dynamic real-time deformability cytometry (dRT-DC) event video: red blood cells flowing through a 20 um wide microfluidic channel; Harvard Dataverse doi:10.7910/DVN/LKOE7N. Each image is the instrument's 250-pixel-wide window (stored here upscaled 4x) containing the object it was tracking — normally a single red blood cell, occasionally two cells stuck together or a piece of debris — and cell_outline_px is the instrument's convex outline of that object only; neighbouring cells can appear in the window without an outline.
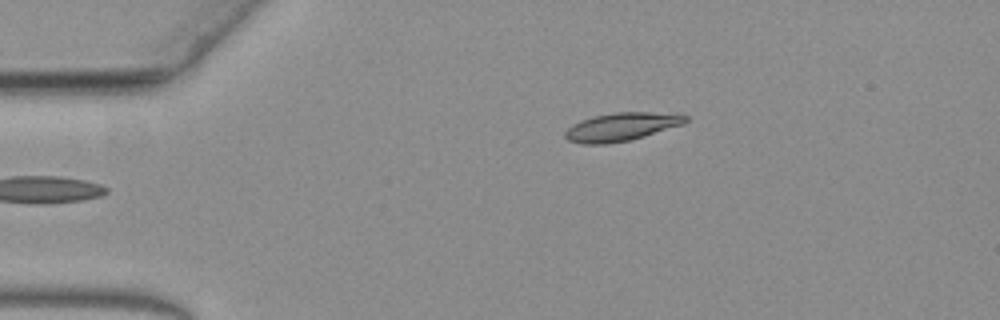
{"species": "common noctule bat (a hibernating species)", "species_latin": "Nyctalus noctula", "temperature_condition": "warm", "stored_images_in_passage": 42, "camera_frame_rate_fps": 3000, "um_per_image_px": 0.085, "animal": {"sex": "female", "body_mass_g": 19.3, "forearm_length_mm": 54.1}, "frame": {"image": 1, "passage_image": 1, "time_ms": 0.0, "image_size_px": [1000, 320], "cell_outline_px": [[688, 120], [684, 124], [644, 136], [628, 140], [604, 144], [580, 144], [568, 140], [564, 136], [564, 132], [572, 124], [580, 120], [592, 116], [612, 112], [648, 112], [688, 116]], "centroid_in_image_um": [52.76, 10.78], "position_along_channel_um": 32.2, "area_um2": 19.71}}
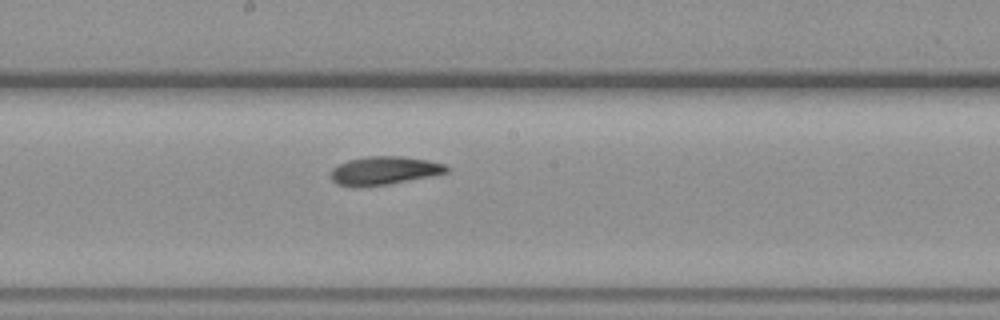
{"frame": {"image": 2, "passage_image": 22, "time_ms": 7.0, "image_size_px": [1000, 320], "cell_outline_px": [[452, 168], [448, 172], [388, 184], [336, 184], [332, 180], [332, 168], [348, 160], [364, 156], [400, 156], [428, 160], [444, 164]], "centroid_in_image_um": [32.72, 14.45], "position_along_channel_um": 215.5, "area_um2": 18.38}}
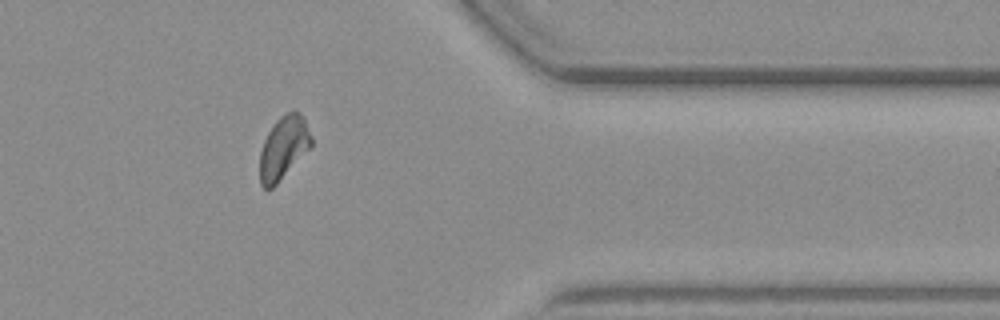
{"frame": {"image": 3, "passage_image": 39, "time_ms": 12.667, "image_size_px": [1000, 320], "cell_outline_px": [[312, 144], [276, 184], [272, 188], [264, 188], [260, 184], [260, 152], [264, 140], [268, 132], [276, 120], [280, 116], [292, 108], [300, 112], [304, 116], [312, 136]], "centroid_in_image_um": [24.1, 12.49], "position_along_channel_um": 387.3, "area_um2": 18.79}}